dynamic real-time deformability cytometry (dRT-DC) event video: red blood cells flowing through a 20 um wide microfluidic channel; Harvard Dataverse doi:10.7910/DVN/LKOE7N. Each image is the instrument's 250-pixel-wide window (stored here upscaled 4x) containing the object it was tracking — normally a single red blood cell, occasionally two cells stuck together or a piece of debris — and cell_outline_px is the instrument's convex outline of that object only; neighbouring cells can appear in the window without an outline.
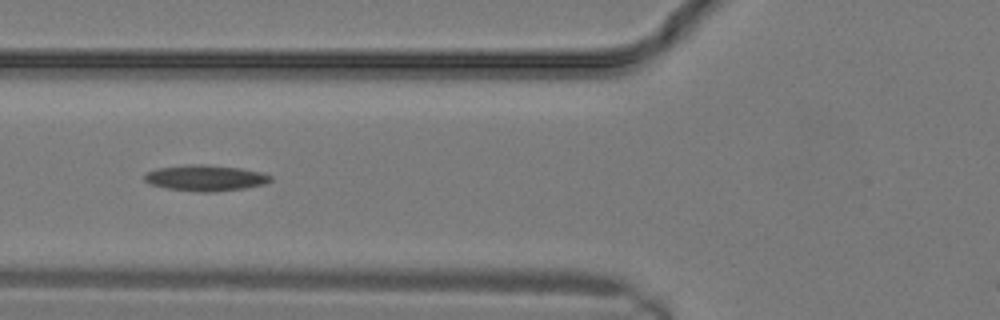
{"species": "common noctule bat (a hibernating species)", "species_latin": "Nyctalus noctula", "temperature_condition": "warm", "stored_images_in_passage": 4, "camera_frame_rate_fps": 3000, "um_per_image_px": 0.085, "animal": {"sex": "male", "body_mass_g": 19.2, "forearm_length_mm": 51.8}, "frame": {"image": 1, "passage_image": 3, "time_ms": 0.667, "image_size_px": [1000, 320], "cell_outline_px": [[272, 180], [264, 184], [244, 188], [212, 192], [200, 192], [164, 188], [148, 184], [144, 180], [144, 176], [148, 172], [156, 168], [192, 164], [200, 164], [240, 168], [260, 172], [272, 176]], "centroid_in_image_um": [17.43, 15.13], "position_along_channel_um": 108.4, "area_um2": 19.02}}